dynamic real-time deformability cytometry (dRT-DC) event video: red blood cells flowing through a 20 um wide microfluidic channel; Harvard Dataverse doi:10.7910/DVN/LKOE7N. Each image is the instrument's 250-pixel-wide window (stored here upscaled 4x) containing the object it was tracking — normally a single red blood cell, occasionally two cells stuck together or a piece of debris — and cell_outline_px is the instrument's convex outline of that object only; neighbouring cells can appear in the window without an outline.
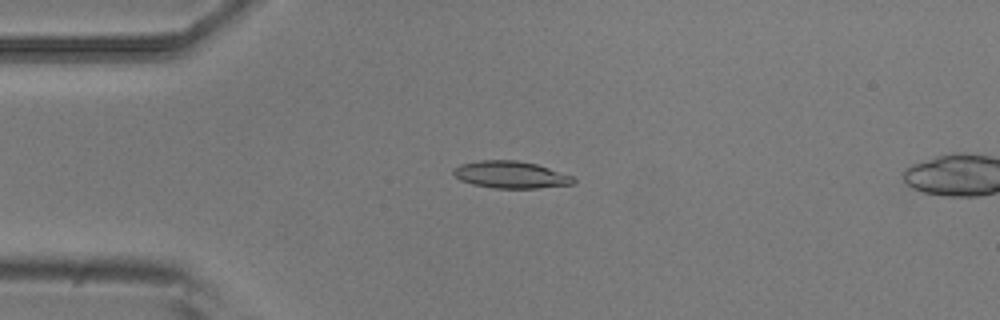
{"species": "common noctule bat (a hibernating species)", "species_latin": "Nyctalus noctula", "temperature_condition": "room temperature", "stored_images_in_passage": 4, "camera_frame_rate_fps": 3000, "um_per_image_px": 0.085, "animal": {"sex": "male", "body_mass_g": 20.5, "forearm_length_mm": 52.5}, "frame": {"image": 1, "passage_image": 3, "time_ms": 0.667, "image_size_px": [1000, 320], "cell_outline_px": [[576, 184], [536, 188], [492, 188], [472, 184], [460, 180], [452, 172], [452, 168], [460, 164], [480, 160], [516, 160], [536, 164], [572, 176], [576, 180]], "centroid_in_image_um": [43.39, 14.85], "position_along_channel_um": 41.6, "area_um2": 18.96}}